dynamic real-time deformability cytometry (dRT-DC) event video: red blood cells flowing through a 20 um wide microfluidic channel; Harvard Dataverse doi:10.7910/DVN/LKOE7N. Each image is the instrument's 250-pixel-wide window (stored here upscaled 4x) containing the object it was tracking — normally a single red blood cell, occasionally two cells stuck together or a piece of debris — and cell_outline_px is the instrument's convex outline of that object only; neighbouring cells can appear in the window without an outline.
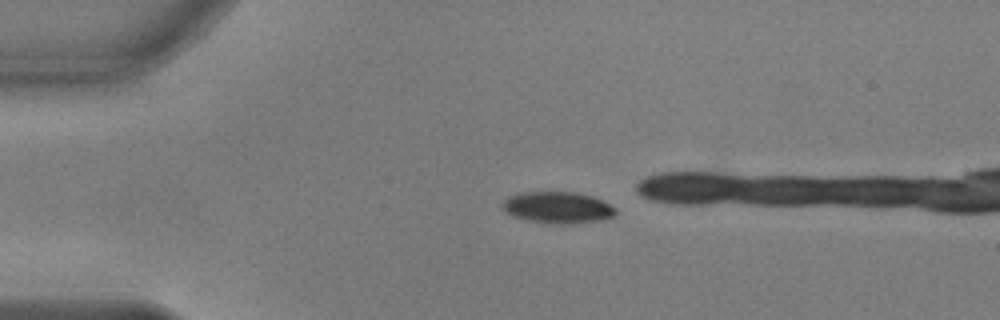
{"species": "common noctule bat (a hibernating species)", "species_latin": "Nyctalus noctula", "temperature_condition": "warm", "stored_images_in_passage": 42, "camera_frame_rate_fps": 3000, "um_per_image_px": 0.085, "animal": {"sex": "male", "body_mass_g": 17.9, "forearm_length_mm": 54.2}, "frame": {"image": 1, "passage_image": 12, "time_ms": 3.667, "image_size_px": [1000, 320], "cell_outline_px": [[616, 216], [604, 220], [568, 224], [556, 224], [528, 220], [512, 216], [500, 204], [508, 196], [520, 192], [576, 192], [592, 196], [604, 200], [616, 208]], "centroid_in_image_um": [47.45, 17.63], "position_along_channel_um": 37.5, "area_um2": 21.04}}
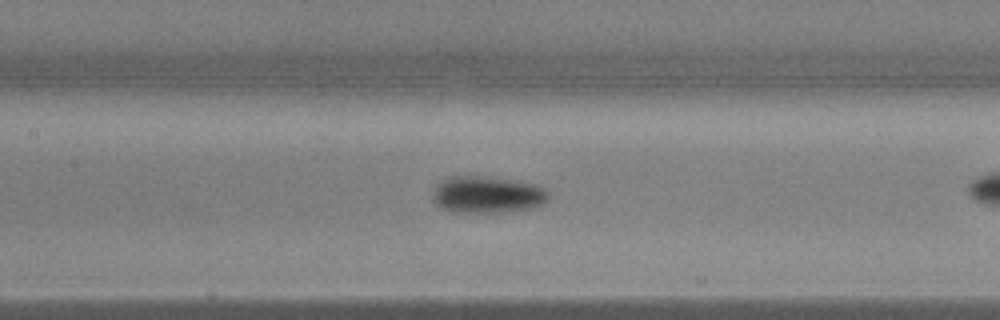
{"frame": {"image": 2, "passage_image": 25, "time_ms": 8.0, "image_size_px": [1000, 320], "cell_outline_px": [[548, 196], [540, 204], [528, 208], [500, 212], [460, 212], [440, 208], [432, 200], [432, 192], [436, 184], [452, 176], [480, 176], [516, 180], [536, 184], [544, 188], [548, 192]], "centroid_in_image_um": [41.36, 16.53], "position_along_channel_um": 166.0, "area_um2": 24.62}}
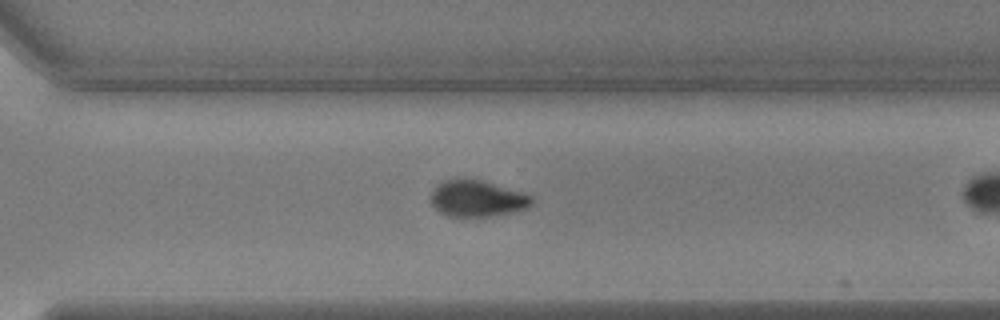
{"frame": {"image": 3, "passage_image": 38, "time_ms": 12.333, "image_size_px": [1000, 320], "cell_outline_px": [[532, 204], [528, 208], [496, 216], [448, 216], [440, 212], [432, 204], [432, 188], [436, 184], [444, 180], [480, 180], [520, 192], [532, 196]], "centroid_in_image_um": [40.55, 16.89], "position_along_channel_um": 330.0, "area_um2": 20.98}}